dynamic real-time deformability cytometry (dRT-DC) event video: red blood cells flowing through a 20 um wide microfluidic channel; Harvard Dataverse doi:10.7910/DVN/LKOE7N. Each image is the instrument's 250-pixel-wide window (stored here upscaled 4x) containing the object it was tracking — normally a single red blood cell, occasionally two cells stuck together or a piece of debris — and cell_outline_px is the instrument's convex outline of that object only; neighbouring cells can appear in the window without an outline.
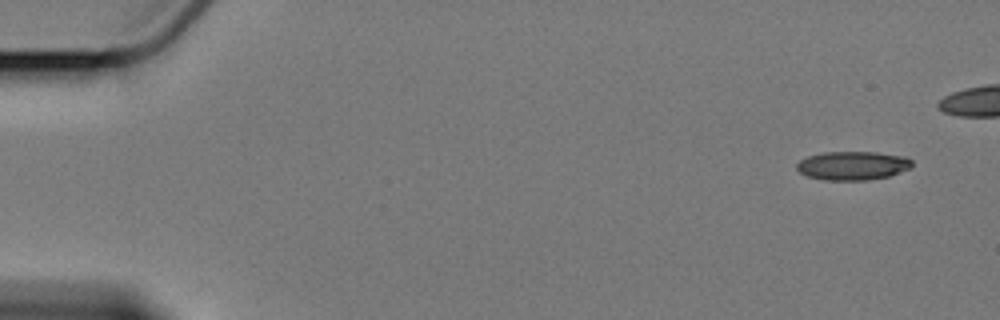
{"species": "Egyptian fruit bat (a non-hibernating species)", "species_latin": "Rousettus aegyptiacus", "temperature_condition": "cold", "stored_images_in_passage": 3, "camera_frame_rate_fps": 3000, "um_per_image_px": 0.085, "animal": {"sex": "female"}, "frame": {"image": 1, "passage_image": 1, "time_ms": 0.0, "image_size_px": [1000, 320], "cell_outline_px": [[912, 164], [908, 168], [888, 176], [868, 180], [824, 180], [808, 176], [800, 172], [796, 168], [796, 164], [800, 160], [808, 156], [824, 152], [876, 152], [904, 156], [912, 160]], "centroid_in_image_um": [72.45, 14.07], "position_along_channel_um": 12.6, "area_um2": 19.13}}